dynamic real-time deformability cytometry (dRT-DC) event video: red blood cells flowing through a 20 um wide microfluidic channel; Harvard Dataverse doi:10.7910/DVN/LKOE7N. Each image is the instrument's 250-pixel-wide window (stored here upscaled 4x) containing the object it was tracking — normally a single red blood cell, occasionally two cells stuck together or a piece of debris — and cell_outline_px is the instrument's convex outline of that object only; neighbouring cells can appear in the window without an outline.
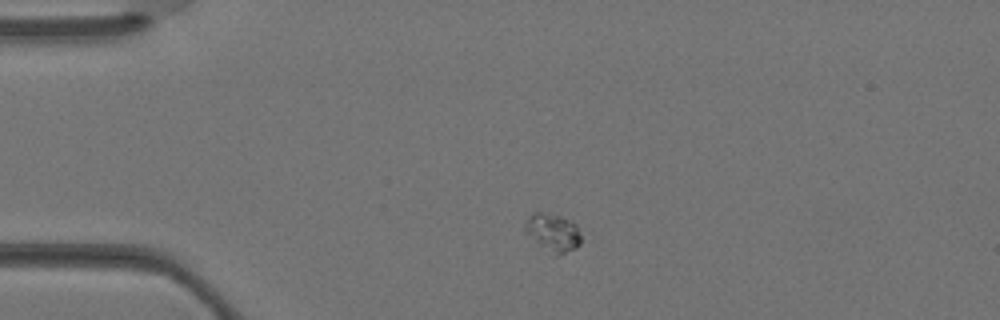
{"species": "Egyptian fruit bat (a non-hibernating species)", "species_latin": "Rousettus aegyptiacus", "temperature_condition": "warm", "stored_images_in_passage": 2, "camera_frame_rate_fps": 3000, "um_per_image_px": 0.085, "animal": {"sex": "female"}, "frame": {"image": 1, "passage_image": 1, "time_ms": 0.0, "image_size_px": [1000, 320], "cell_outline_px": [[580, 244], [576, 248], [556, 256], [552, 256], [524, 232], [524, 224], [528, 216], [532, 212], [544, 212], [560, 216], [576, 224], [580, 232]], "centroid_in_image_um": [46.96, 19.77], "position_along_channel_um": 38.0, "area_um2": 12.6}}
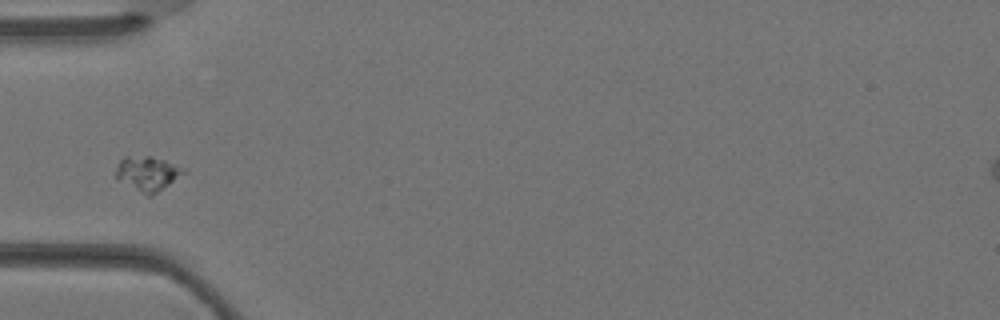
{"frame": {"image": 2, "passage_image": 2, "time_ms": 0.333, "image_size_px": [1000, 320], "cell_outline_px": [[188, 172], [156, 192], [148, 196], [116, 180], [116, 168], [120, 160], [124, 156], [152, 156], [164, 160], [184, 168]], "centroid_in_image_um": [12.52, 14.73], "position_along_channel_um": 72.5, "area_um2": 13.58}}